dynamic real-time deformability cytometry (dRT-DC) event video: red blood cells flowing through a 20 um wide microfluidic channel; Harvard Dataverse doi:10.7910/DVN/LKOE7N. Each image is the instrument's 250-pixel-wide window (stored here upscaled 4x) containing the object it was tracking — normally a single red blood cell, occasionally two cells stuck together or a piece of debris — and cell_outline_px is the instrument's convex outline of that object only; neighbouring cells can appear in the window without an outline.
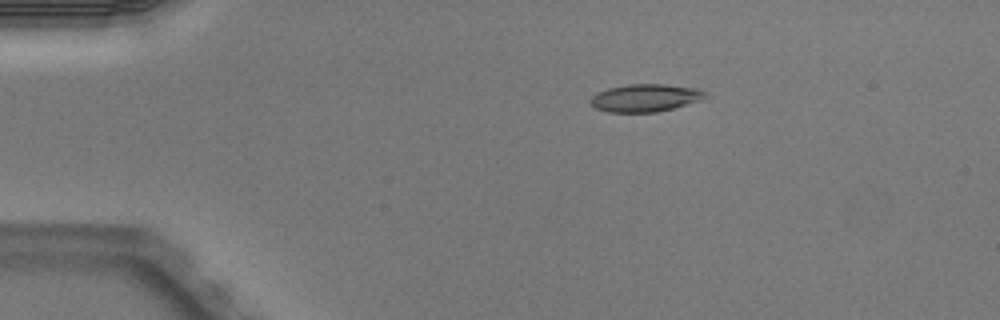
{"species": "Egyptian fruit bat (a non-hibernating species)", "species_latin": "Rousettus aegyptiacus", "temperature_condition": "warm", "stored_images_in_passage": 3, "camera_frame_rate_fps": 3000, "um_per_image_px": 0.085, "animal": {"sex": "male"}, "frame": {"image": 1, "passage_image": 1, "time_ms": 0.0, "image_size_px": [1000, 320], "cell_outline_px": [[708, 92], [700, 100], [672, 108], [656, 112], [608, 112], [596, 108], [588, 100], [596, 92], [608, 88], [628, 84], [668, 84], [696, 88]], "centroid_in_image_um": [54.81, 8.31], "position_along_channel_um": 30.2, "area_um2": 18.44}}
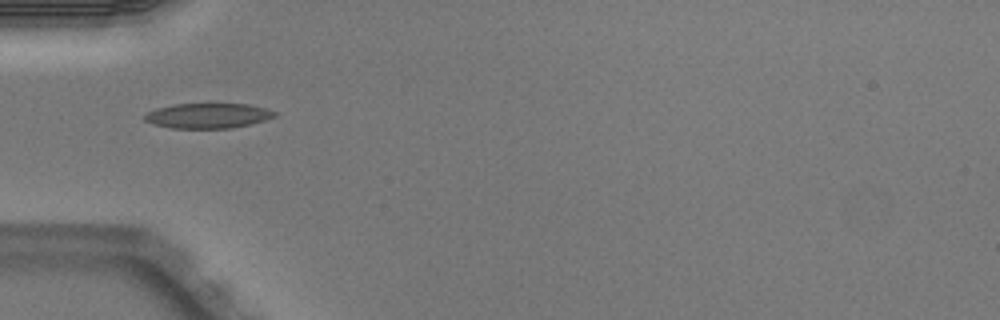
{"frame": {"image": 2, "passage_image": 3, "time_ms": 0.667, "image_size_px": [1000, 320], "cell_outline_px": [[276, 116], [264, 120], [232, 128], [172, 128], [152, 124], [144, 120], [144, 116], [148, 112], [156, 108], [176, 104], [248, 104], [264, 108], [276, 112]], "centroid_in_image_um": [17.64, 9.83], "position_along_channel_um": 67.4, "area_um2": 18.79}}